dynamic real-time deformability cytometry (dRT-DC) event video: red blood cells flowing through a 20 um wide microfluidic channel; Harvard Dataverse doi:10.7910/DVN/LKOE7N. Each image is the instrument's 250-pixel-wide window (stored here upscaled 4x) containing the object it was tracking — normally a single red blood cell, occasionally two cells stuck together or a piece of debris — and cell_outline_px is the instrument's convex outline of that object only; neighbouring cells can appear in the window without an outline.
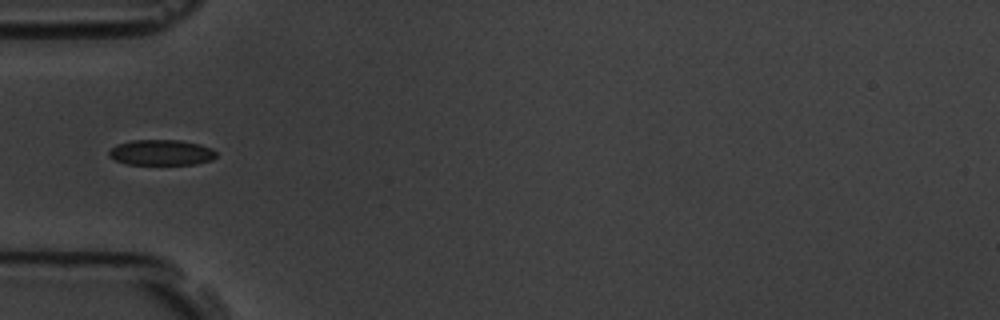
{"species": "common noctule bat (a hibernating species)", "species_latin": "Nyctalus noctula", "temperature_condition": "room temperature", "stored_images_in_passage": 7, "camera_frame_rate_fps": 3000, "um_per_image_px": 0.085, "animal": {"sex": "male", "body_mass_g": 19.5, "forearm_length_mm": 54.6}, "frame": {"image": 1, "passage_image": 4, "time_ms": 4.333, "image_size_px": [1000, 320], "cell_outline_px": [[216, 156], [212, 160], [196, 164], [128, 164], [116, 160], [108, 156], [108, 152], [116, 144], [132, 140], [180, 140], [200, 144], [212, 148], [216, 152]], "centroid_in_image_um": [13.72, 12.96], "position_along_channel_um": 71.3, "area_um2": 16.01}}
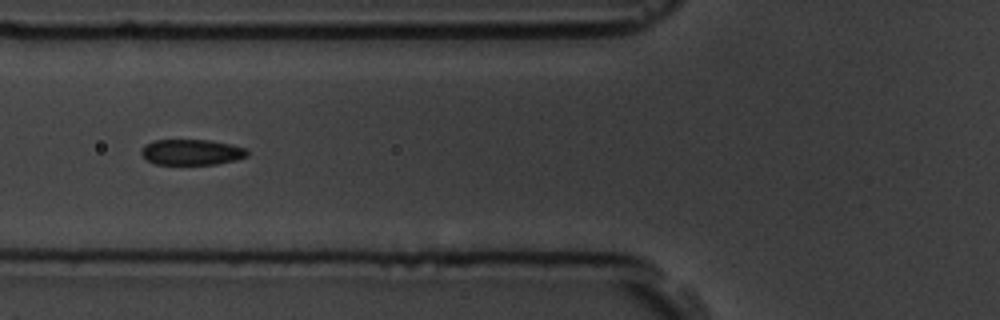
{"frame": {"image": 2, "passage_image": 5, "time_ms": 5.333, "image_size_px": [1000, 320], "cell_outline_px": [[248, 156], [236, 160], [216, 164], [156, 164], [148, 160], [140, 152], [140, 148], [144, 144], [156, 140], [208, 140], [232, 144], [244, 148], [248, 152]], "centroid_in_image_um": [16.28, 12.93], "position_along_channel_um": 109.5, "area_um2": 15.84}}
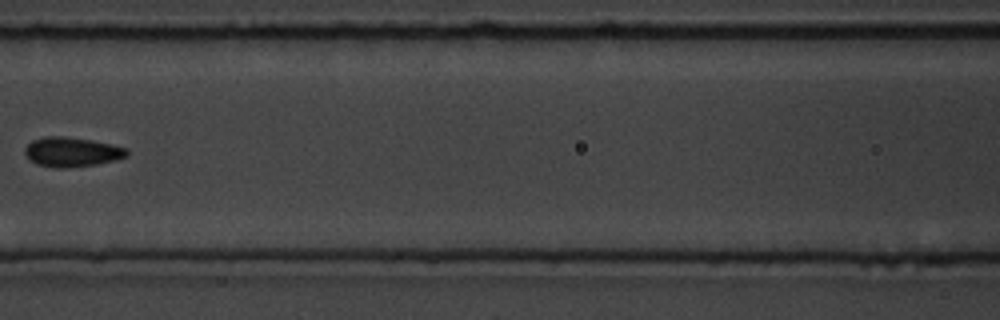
{"frame": {"image": 3, "passage_image": 6, "time_ms": 6.667, "image_size_px": [1000, 320], "cell_outline_px": [[128, 156], [116, 160], [96, 164], [64, 168], [56, 168], [36, 164], [28, 160], [24, 152], [24, 148], [32, 140], [44, 136], [60, 136], [88, 140], [112, 144], [128, 148]], "centroid_in_image_um": [6.08, 12.92], "position_along_channel_um": 160.5, "area_um2": 17.63}}